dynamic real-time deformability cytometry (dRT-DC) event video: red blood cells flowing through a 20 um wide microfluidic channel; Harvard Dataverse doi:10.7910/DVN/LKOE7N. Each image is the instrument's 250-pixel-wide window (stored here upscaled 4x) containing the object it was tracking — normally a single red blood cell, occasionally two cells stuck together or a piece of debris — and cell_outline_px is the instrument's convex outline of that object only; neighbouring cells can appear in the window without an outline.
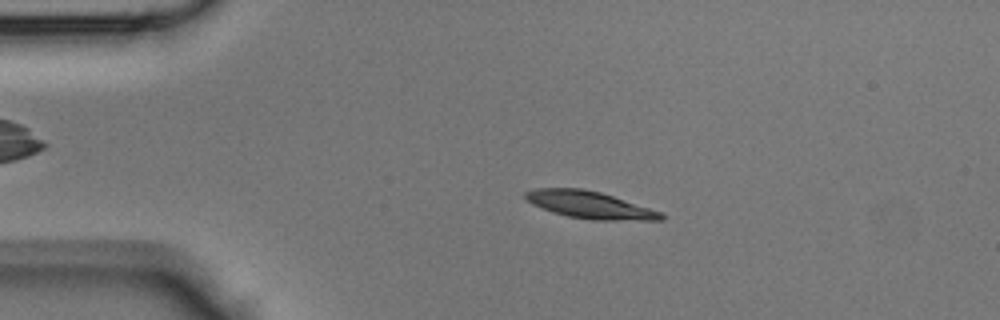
{"species": "Egyptian fruit bat (a non-hibernating species)", "species_latin": "Rousettus aegyptiacus", "temperature_condition": "room temperature", "stored_images_in_passage": 42, "camera_frame_rate_fps": 3000, "um_per_image_px": 0.085, "animal": {"sex": "male"}, "frame": {"image": 1, "passage_image": 8, "time_ms": 2.333, "image_size_px": [1000, 320], "cell_outline_px": [[668, 216], [664, 220], [592, 220], [568, 216], [552, 212], [532, 204], [524, 196], [524, 192], [536, 188], [580, 188], [600, 192], [660, 212]], "centroid_in_image_um": [50.11, 17.42], "position_along_channel_um": 34.9, "area_um2": 21.27}}
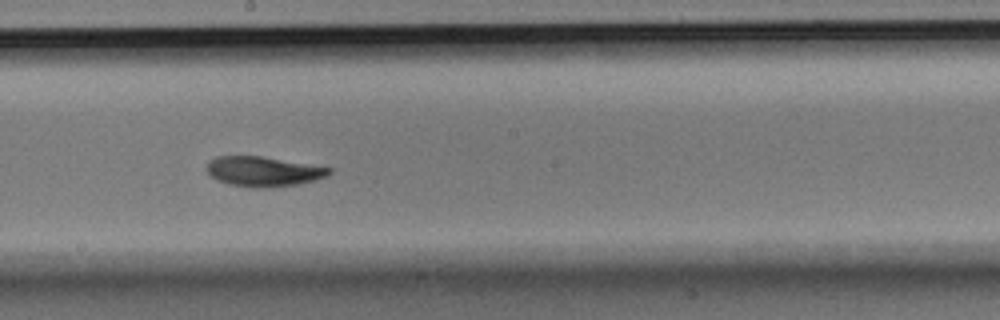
{"frame": {"image": 2, "passage_image": 23, "time_ms": 7.333, "image_size_px": [1000, 320], "cell_outline_px": [[332, 172], [328, 176], [316, 180], [300, 184], [272, 188], [252, 188], [228, 184], [216, 180], [204, 168], [216, 156], [260, 156], [332, 168]], "centroid_in_image_um": [22.4, 14.59], "position_along_channel_um": 225.8, "area_um2": 21.5}}
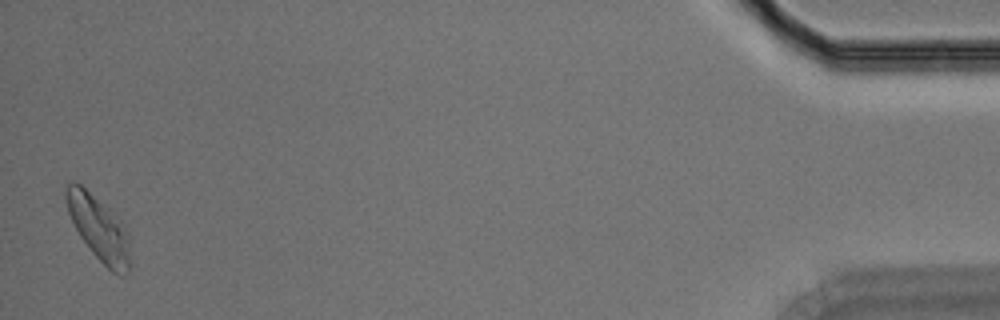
{"frame": {"image": 3, "passage_image": 42, "time_ms": 13.667, "image_size_px": [1000, 320], "cell_outline_px": [[132, 268], [124, 276], [120, 276], [112, 272], [92, 252], [80, 236], [68, 212], [64, 196], [64, 188], [72, 180], [80, 184], [108, 208], [120, 220], [124, 228], [128, 240], [132, 264]], "centroid_in_image_um": [8.4, 19.43], "position_along_channel_um": 426.8, "area_um2": 23.99}}